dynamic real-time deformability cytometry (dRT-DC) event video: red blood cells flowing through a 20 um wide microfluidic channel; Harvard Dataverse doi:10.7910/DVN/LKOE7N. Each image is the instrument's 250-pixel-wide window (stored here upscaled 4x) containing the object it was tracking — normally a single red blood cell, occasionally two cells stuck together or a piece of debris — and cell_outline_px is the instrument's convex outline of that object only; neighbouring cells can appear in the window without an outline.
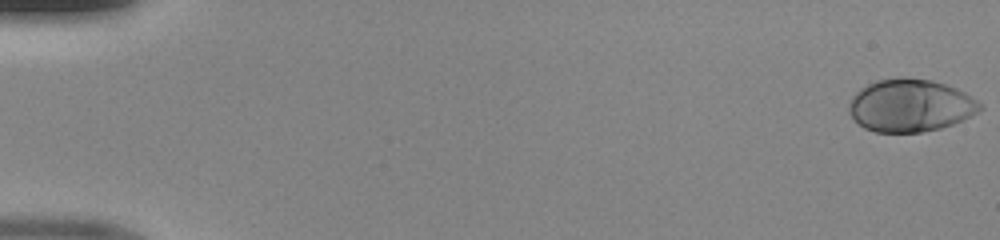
{"species": "human", "species_latin": "Homo sapiens", "temperature_condition": "room temperature", "stored_images_in_passage": 12, "camera_frame_rate_fps": 3000, "um_per_image_px": 0.085, "donor": {"sex": "male"}, "frame": {"image": 1, "passage_image": 1, "time_ms": 0.0, "image_size_px": [1000, 240], "cell_outline_px": [[984, 108], [952, 124], [940, 128], [920, 132], [876, 132], [864, 128], [848, 112], [848, 104], [852, 96], [860, 88], [876, 80], [900, 76], [904, 76], [932, 80], [956, 88], [964, 92], [984, 104]], "centroid_in_image_um": [77.36, 8.94], "position_along_channel_um": 7.6, "area_um2": 40.29}}